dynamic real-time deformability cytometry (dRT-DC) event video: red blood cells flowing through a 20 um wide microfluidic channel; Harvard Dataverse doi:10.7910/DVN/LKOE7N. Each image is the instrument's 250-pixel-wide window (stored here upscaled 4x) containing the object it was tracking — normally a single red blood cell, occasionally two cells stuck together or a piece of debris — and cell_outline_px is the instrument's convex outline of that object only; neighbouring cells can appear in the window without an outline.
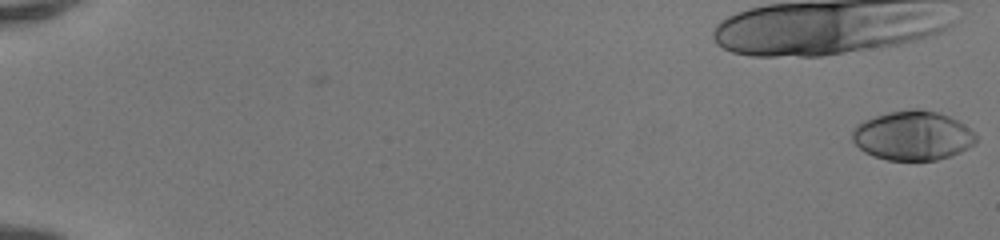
{"species": "human", "species_latin": "Homo sapiens", "temperature_condition": "room temperature", "stored_images_in_passage": 51, "camera_frame_rate_fps": 3000, "um_per_image_px": 0.085, "donor": {"sex": "female"}, "frame": {"image": 1, "passage_image": 1, "time_ms": 0.0, "image_size_px": [1000, 240], "cell_outline_px": [[976, 144], [960, 152], [936, 160], [888, 160], [872, 156], [864, 152], [852, 140], [852, 132], [856, 124], [864, 120], [888, 112], [912, 108], [920, 108], [936, 112], [948, 116], [964, 124], [976, 136]], "centroid_in_image_um": [77.56, 11.52], "position_along_channel_um": 7.4, "area_um2": 35.55}}
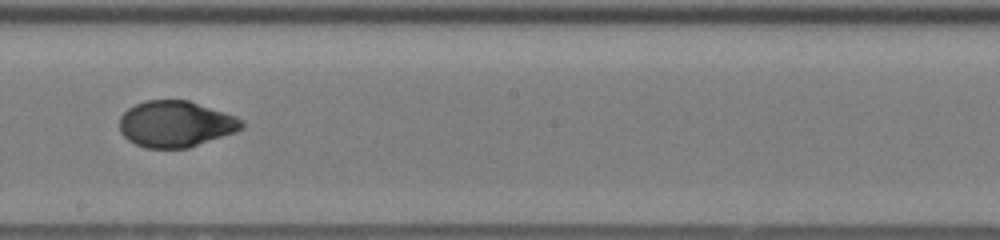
{"frame": {"image": 2, "passage_image": 32, "time_ms": 10.333, "image_size_px": [1000, 240], "cell_outline_px": [[244, 128], [236, 132], [188, 148], [144, 148], [128, 140], [120, 132], [120, 116], [128, 108], [136, 104], [148, 100], [188, 100], [236, 116], [244, 120]], "centroid_in_image_um": [14.95, 10.54], "position_along_channel_um": 233.3, "area_um2": 33.0}}
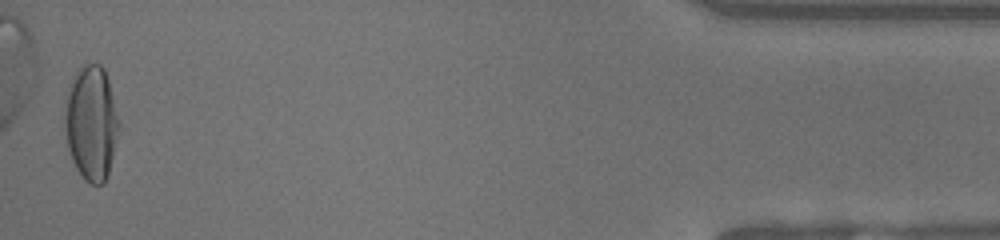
{"frame": {"image": 3, "passage_image": 51, "time_ms": 16.667, "image_size_px": [1000, 240], "cell_outline_px": [[120, 128], [108, 172], [104, 184], [88, 184], [84, 180], [76, 168], [72, 160], [68, 148], [64, 128], [64, 116], [68, 84], [76, 72], [84, 64], [100, 64], [104, 68], [108, 80], [120, 124]], "centroid_in_image_um": [7.74, 10.46], "position_along_channel_um": 427.5, "area_um2": 36.3}, "authors_computed_cell_mechanics": {"area_um2": 33.7552, "velocity_mm_per_s": 4.2018, "shape_relaxation_time_tau1_ms": 4.2023, "shape_relaxation_time_tau2_ms": 0.6467, "deformation_change_tau1": 0.2246, "deformation_change_tau2": 0.037}}